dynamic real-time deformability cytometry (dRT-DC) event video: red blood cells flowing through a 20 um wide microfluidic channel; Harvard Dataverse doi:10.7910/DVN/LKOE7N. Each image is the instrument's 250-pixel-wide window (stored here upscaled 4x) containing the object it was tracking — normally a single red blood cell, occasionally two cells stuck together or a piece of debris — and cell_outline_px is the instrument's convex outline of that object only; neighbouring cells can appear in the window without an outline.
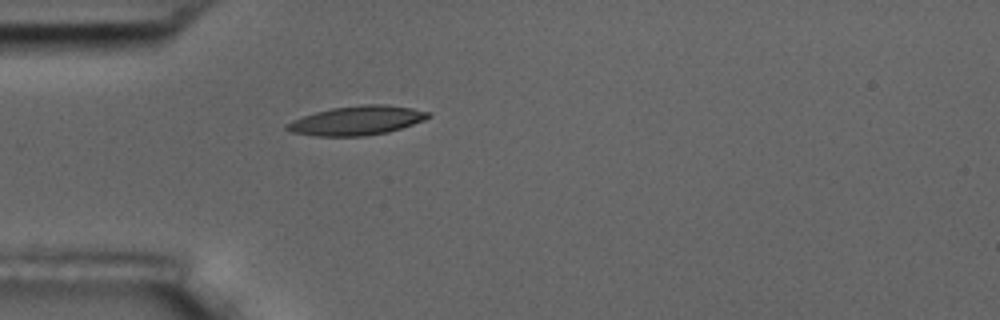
{"species": "common noctule bat (a hibernating species)", "species_latin": "Nyctalus noctula", "temperature_condition": "room temperature", "stored_images_in_passage": 1, "camera_frame_rate_fps": 3000, "um_per_image_px": 0.085, "animal": {"sex": "male", "body_mass_g": 17.5, "forearm_length_mm": 52.3}, "frame": {"image": 1, "passage_image": 1, "time_ms": 0.0, "image_size_px": [1000, 320], "cell_outline_px": [[432, 116], [424, 120], [388, 132], [364, 136], [316, 136], [292, 132], [284, 128], [284, 124], [292, 120], [316, 112], [332, 108], [364, 104], [384, 104], [412, 108], [428, 112]], "centroid_in_image_um": [30.31, 10.24], "position_along_channel_um": 54.7, "area_um2": 23.87}}